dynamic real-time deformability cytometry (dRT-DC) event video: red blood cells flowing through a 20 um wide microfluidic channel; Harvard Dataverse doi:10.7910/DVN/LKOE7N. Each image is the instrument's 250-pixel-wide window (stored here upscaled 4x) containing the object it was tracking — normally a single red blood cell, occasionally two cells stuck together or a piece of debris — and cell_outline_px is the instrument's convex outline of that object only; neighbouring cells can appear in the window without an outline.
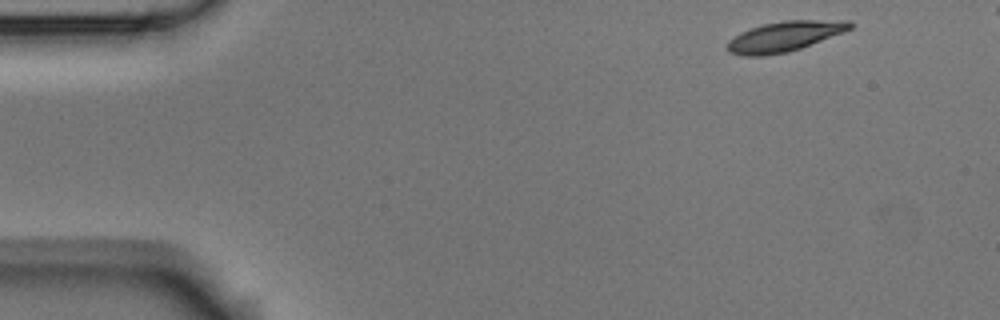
{"species": "Egyptian fruit bat (a non-hibernating species)", "species_latin": "Rousettus aegyptiacus", "temperature_condition": "room temperature", "stored_images_in_passage": 5, "segment_of_instrument_passage": [1, 2], "camera_frame_rate_fps": 3000, "um_per_image_px": 0.085, "animal": {"sex": "male"}, "frame": {"image": 1, "passage_image": 1, "time_ms": 0.0, "image_size_px": [1000, 320], "cell_outline_px": [[856, 24], [852, 28], [844, 32], [800, 48], [788, 52], [764, 56], [744, 56], [728, 52], [728, 40], [740, 32], [764, 24], [784, 20], [852, 20]], "centroid_in_image_um": [66.73, 3.09], "position_along_channel_um": 18.3, "area_um2": 21.62}}